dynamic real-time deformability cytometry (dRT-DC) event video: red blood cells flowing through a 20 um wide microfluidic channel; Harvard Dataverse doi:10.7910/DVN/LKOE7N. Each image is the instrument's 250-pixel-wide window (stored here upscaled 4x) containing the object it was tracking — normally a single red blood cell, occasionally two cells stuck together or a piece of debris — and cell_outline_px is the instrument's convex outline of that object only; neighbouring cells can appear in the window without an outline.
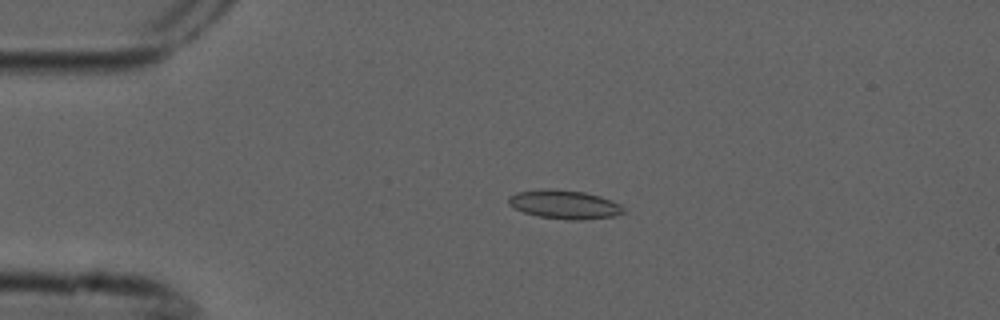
{"species": "common noctule bat (a hibernating species)", "species_latin": "Nyctalus noctula", "temperature_condition": "cold", "stored_images_in_passage": 4, "camera_frame_rate_fps": 3000, "um_per_image_px": 0.085, "animal": {"sex": "male", "forearm_length_mm": 52.5}, "frame": {"image": 1, "passage_image": 3, "time_ms": 0.667, "image_size_px": [1000, 320], "cell_outline_px": [[628, 212], [616, 216], [580, 220], [564, 220], [536, 216], [512, 208], [508, 204], [508, 196], [516, 192], [544, 188], [552, 188], [584, 192], [600, 196], [612, 200], [620, 204]], "centroid_in_image_um": [47.98, 17.38], "position_along_channel_um": 37.0, "area_um2": 19.77}}